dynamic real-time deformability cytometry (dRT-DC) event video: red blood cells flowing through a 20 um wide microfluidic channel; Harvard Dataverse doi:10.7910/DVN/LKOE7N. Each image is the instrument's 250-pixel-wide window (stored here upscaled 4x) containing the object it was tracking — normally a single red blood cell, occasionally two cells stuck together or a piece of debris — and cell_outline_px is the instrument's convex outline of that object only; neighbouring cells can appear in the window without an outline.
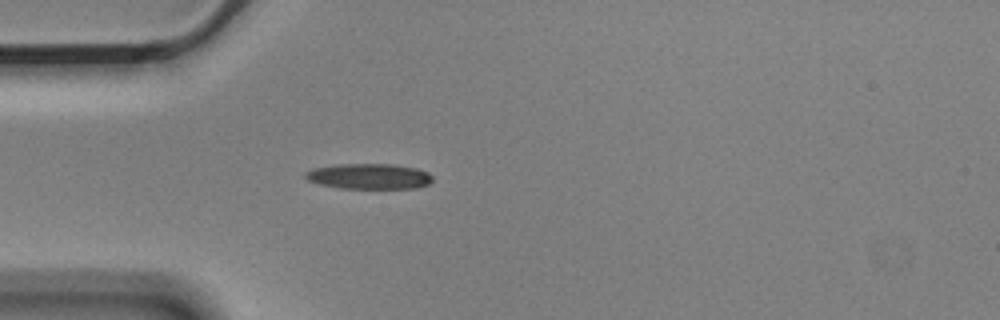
{"species": "Egyptian fruit bat (a non-hibernating species)", "species_latin": "Rousettus aegyptiacus", "temperature_condition": "cold", "stored_images_in_passage": 5, "camera_frame_rate_fps": 3000, "um_per_image_px": 0.085, "animal": {"sex": "male"}, "frame": {"image": 1, "passage_image": 5, "time_ms": 1.333, "image_size_px": [1000, 320], "cell_outline_px": [[432, 180], [428, 184], [416, 188], [340, 188], [320, 184], [308, 180], [304, 176], [304, 172], [312, 168], [336, 164], [392, 164], [416, 168], [428, 172], [432, 176]], "centroid_in_image_um": [31.35, 14.98], "position_along_channel_um": 53.7, "area_um2": 18.9}}